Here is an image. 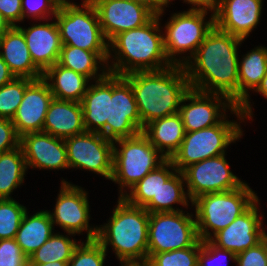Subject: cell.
Returning <instances> with one entry per match:
<instances>
[{
  "label": "cell",
  "instance_id": "1",
  "mask_svg": "<svg viewBox=\"0 0 267 266\" xmlns=\"http://www.w3.org/2000/svg\"><path fill=\"white\" fill-rule=\"evenodd\" d=\"M241 42L214 26L191 57L194 62L183 65L191 88L225 95L239 107L237 46Z\"/></svg>",
  "mask_w": 267,
  "mask_h": 266
},
{
  "label": "cell",
  "instance_id": "2",
  "mask_svg": "<svg viewBox=\"0 0 267 266\" xmlns=\"http://www.w3.org/2000/svg\"><path fill=\"white\" fill-rule=\"evenodd\" d=\"M123 77L133 89L142 130L155 119L178 113L182 99L191 88L182 65L135 71Z\"/></svg>",
  "mask_w": 267,
  "mask_h": 266
},
{
  "label": "cell",
  "instance_id": "3",
  "mask_svg": "<svg viewBox=\"0 0 267 266\" xmlns=\"http://www.w3.org/2000/svg\"><path fill=\"white\" fill-rule=\"evenodd\" d=\"M112 212L109 223L98 228L96 240L106 251L111 244L121 265H145L149 212L144 207L128 204L122 197Z\"/></svg>",
  "mask_w": 267,
  "mask_h": 266
},
{
  "label": "cell",
  "instance_id": "4",
  "mask_svg": "<svg viewBox=\"0 0 267 266\" xmlns=\"http://www.w3.org/2000/svg\"><path fill=\"white\" fill-rule=\"evenodd\" d=\"M160 16L155 15L142 27L119 33L109 42L117 59L112 66H108L109 73L123 76L135 71L161 70L173 65L165 53L164 34L161 35L159 29Z\"/></svg>",
  "mask_w": 267,
  "mask_h": 266
},
{
  "label": "cell",
  "instance_id": "5",
  "mask_svg": "<svg viewBox=\"0 0 267 266\" xmlns=\"http://www.w3.org/2000/svg\"><path fill=\"white\" fill-rule=\"evenodd\" d=\"M81 7L71 2L59 6L54 17L61 43L96 52L108 66L112 52L100 26L95 6L90 0H83Z\"/></svg>",
  "mask_w": 267,
  "mask_h": 266
},
{
  "label": "cell",
  "instance_id": "6",
  "mask_svg": "<svg viewBox=\"0 0 267 266\" xmlns=\"http://www.w3.org/2000/svg\"><path fill=\"white\" fill-rule=\"evenodd\" d=\"M258 196L244 183L238 189L220 193H208L195 198V221L198 237L201 241L209 240L221 229L229 226L244 213ZM210 228V229H208Z\"/></svg>",
  "mask_w": 267,
  "mask_h": 266
},
{
  "label": "cell",
  "instance_id": "7",
  "mask_svg": "<svg viewBox=\"0 0 267 266\" xmlns=\"http://www.w3.org/2000/svg\"><path fill=\"white\" fill-rule=\"evenodd\" d=\"M113 143L111 180L120 185L119 197L124 195V187L130 189L167 160L162 154L159 155L160 152L142 132L130 138L115 140ZM115 143L121 148L117 149Z\"/></svg>",
  "mask_w": 267,
  "mask_h": 266
},
{
  "label": "cell",
  "instance_id": "8",
  "mask_svg": "<svg viewBox=\"0 0 267 266\" xmlns=\"http://www.w3.org/2000/svg\"><path fill=\"white\" fill-rule=\"evenodd\" d=\"M239 125L224 118L219 124L185 132L180 148L170 160L182 172L192 164L225 154V148L243 135Z\"/></svg>",
  "mask_w": 267,
  "mask_h": 266
},
{
  "label": "cell",
  "instance_id": "9",
  "mask_svg": "<svg viewBox=\"0 0 267 266\" xmlns=\"http://www.w3.org/2000/svg\"><path fill=\"white\" fill-rule=\"evenodd\" d=\"M208 10L191 8L182 13H175L166 24L164 49L167 58L173 65H184L195 54L207 34L214 28V12L209 21L204 22ZM190 52L183 60L175 58L176 54ZM182 61V62H181Z\"/></svg>",
  "mask_w": 267,
  "mask_h": 266
},
{
  "label": "cell",
  "instance_id": "10",
  "mask_svg": "<svg viewBox=\"0 0 267 266\" xmlns=\"http://www.w3.org/2000/svg\"><path fill=\"white\" fill-rule=\"evenodd\" d=\"M192 216L183 211L149 213L148 254L192 247L199 240Z\"/></svg>",
  "mask_w": 267,
  "mask_h": 266
},
{
  "label": "cell",
  "instance_id": "11",
  "mask_svg": "<svg viewBox=\"0 0 267 266\" xmlns=\"http://www.w3.org/2000/svg\"><path fill=\"white\" fill-rule=\"evenodd\" d=\"M69 168L87 169L111 180L113 141L99 132L85 131L64 139Z\"/></svg>",
  "mask_w": 267,
  "mask_h": 266
},
{
  "label": "cell",
  "instance_id": "12",
  "mask_svg": "<svg viewBox=\"0 0 267 266\" xmlns=\"http://www.w3.org/2000/svg\"><path fill=\"white\" fill-rule=\"evenodd\" d=\"M141 132L142 123L133 89L123 76L112 74V97H109L106 138L115 141L136 136Z\"/></svg>",
  "mask_w": 267,
  "mask_h": 266
},
{
  "label": "cell",
  "instance_id": "13",
  "mask_svg": "<svg viewBox=\"0 0 267 266\" xmlns=\"http://www.w3.org/2000/svg\"><path fill=\"white\" fill-rule=\"evenodd\" d=\"M182 174L191 202L201 195L231 191L244 184L229 169L225 154L192 164Z\"/></svg>",
  "mask_w": 267,
  "mask_h": 266
},
{
  "label": "cell",
  "instance_id": "14",
  "mask_svg": "<svg viewBox=\"0 0 267 266\" xmlns=\"http://www.w3.org/2000/svg\"><path fill=\"white\" fill-rule=\"evenodd\" d=\"M222 98L225 100L222 102ZM213 100V101H212ZM189 101L188 104H183ZM226 108L237 115L240 120H244V115L227 96L218 93H207L190 88L182 99L179 108L185 132L198 131L216 124H219L226 116ZM225 107V108H224ZM221 113V114H220Z\"/></svg>",
  "mask_w": 267,
  "mask_h": 266
},
{
  "label": "cell",
  "instance_id": "15",
  "mask_svg": "<svg viewBox=\"0 0 267 266\" xmlns=\"http://www.w3.org/2000/svg\"><path fill=\"white\" fill-rule=\"evenodd\" d=\"M59 193L54 212H49L53 225H59L68 235L88 230L86 240L96 239L98 227L93 229L88 225L90 214L86 191L62 180Z\"/></svg>",
  "mask_w": 267,
  "mask_h": 266
},
{
  "label": "cell",
  "instance_id": "16",
  "mask_svg": "<svg viewBox=\"0 0 267 266\" xmlns=\"http://www.w3.org/2000/svg\"><path fill=\"white\" fill-rule=\"evenodd\" d=\"M108 42L121 32L147 24L155 14L146 6L130 0H90Z\"/></svg>",
  "mask_w": 267,
  "mask_h": 266
},
{
  "label": "cell",
  "instance_id": "17",
  "mask_svg": "<svg viewBox=\"0 0 267 266\" xmlns=\"http://www.w3.org/2000/svg\"><path fill=\"white\" fill-rule=\"evenodd\" d=\"M258 201L259 199L229 226L214 234L209 241L216 247L236 255L258 244L266 235L265 228H262V216L258 215Z\"/></svg>",
  "mask_w": 267,
  "mask_h": 266
},
{
  "label": "cell",
  "instance_id": "18",
  "mask_svg": "<svg viewBox=\"0 0 267 266\" xmlns=\"http://www.w3.org/2000/svg\"><path fill=\"white\" fill-rule=\"evenodd\" d=\"M53 94L43 78L33 80L25 89L22 101L12 118L19 137L41 132Z\"/></svg>",
  "mask_w": 267,
  "mask_h": 266
},
{
  "label": "cell",
  "instance_id": "19",
  "mask_svg": "<svg viewBox=\"0 0 267 266\" xmlns=\"http://www.w3.org/2000/svg\"><path fill=\"white\" fill-rule=\"evenodd\" d=\"M19 145L26 166L42 169L69 168L65 140L46 132L27 133L20 137Z\"/></svg>",
  "mask_w": 267,
  "mask_h": 266
},
{
  "label": "cell",
  "instance_id": "20",
  "mask_svg": "<svg viewBox=\"0 0 267 266\" xmlns=\"http://www.w3.org/2000/svg\"><path fill=\"white\" fill-rule=\"evenodd\" d=\"M262 0H219L214 10L215 27L245 40L259 23Z\"/></svg>",
  "mask_w": 267,
  "mask_h": 266
},
{
  "label": "cell",
  "instance_id": "21",
  "mask_svg": "<svg viewBox=\"0 0 267 266\" xmlns=\"http://www.w3.org/2000/svg\"><path fill=\"white\" fill-rule=\"evenodd\" d=\"M16 26L23 32L31 59L42 73L58 62L62 43L57 22L35 24L27 29Z\"/></svg>",
  "mask_w": 267,
  "mask_h": 266
},
{
  "label": "cell",
  "instance_id": "22",
  "mask_svg": "<svg viewBox=\"0 0 267 266\" xmlns=\"http://www.w3.org/2000/svg\"><path fill=\"white\" fill-rule=\"evenodd\" d=\"M95 82V84L88 85L80 102L83 109V124L86 131L99 132L106 137L109 97H112V73L108 72Z\"/></svg>",
  "mask_w": 267,
  "mask_h": 266
},
{
  "label": "cell",
  "instance_id": "23",
  "mask_svg": "<svg viewBox=\"0 0 267 266\" xmlns=\"http://www.w3.org/2000/svg\"><path fill=\"white\" fill-rule=\"evenodd\" d=\"M42 131L62 139L85 132L81 103L53 98Z\"/></svg>",
  "mask_w": 267,
  "mask_h": 266
},
{
  "label": "cell",
  "instance_id": "24",
  "mask_svg": "<svg viewBox=\"0 0 267 266\" xmlns=\"http://www.w3.org/2000/svg\"><path fill=\"white\" fill-rule=\"evenodd\" d=\"M0 50H4L0 56L16 78H42L43 73L34 65L23 32L17 26L0 38Z\"/></svg>",
  "mask_w": 267,
  "mask_h": 266
},
{
  "label": "cell",
  "instance_id": "25",
  "mask_svg": "<svg viewBox=\"0 0 267 266\" xmlns=\"http://www.w3.org/2000/svg\"><path fill=\"white\" fill-rule=\"evenodd\" d=\"M267 73V48L256 47L238 62L239 109L244 118L252 117L249 90H256ZM250 116V117H249Z\"/></svg>",
  "mask_w": 267,
  "mask_h": 266
},
{
  "label": "cell",
  "instance_id": "26",
  "mask_svg": "<svg viewBox=\"0 0 267 266\" xmlns=\"http://www.w3.org/2000/svg\"><path fill=\"white\" fill-rule=\"evenodd\" d=\"M142 133L160 154L171 159L181 146L185 129L180 114L176 113L149 122Z\"/></svg>",
  "mask_w": 267,
  "mask_h": 266
},
{
  "label": "cell",
  "instance_id": "27",
  "mask_svg": "<svg viewBox=\"0 0 267 266\" xmlns=\"http://www.w3.org/2000/svg\"><path fill=\"white\" fill-rule=\"evenodd\" d=\"M42 78L47 82L53 98L81 102L89 78L56 63L48 68ZM52 81V83H48Z\"/></svg>",
  "mask_w": 267,
  "mask_h": 266
},
{
  "label": "cell",
  "instance_id": "28",
  "mask_svg": "<svg viewBox=\"0 0 267 266\" xmlns=\"http://www.w3.org/2000/svg\"><path fill=\"white\" fill-rule=\"evenodd\" d=\"M53 228L49 211H40L31 216H28L26 211L15 240L29 258L53 235Z\"/></svg>",
  "mask_w": 267,
  "mask_h": 266
},
{
  "label": "cell",
  "instance_id": "29",
  "mask_svg": "<svg viewBox=\"0 0 267 266\" xmlns=\"http://www.w3.org/2000/svg\"><path fill=\"white\" fill-rule=\"evenodd\" d=\"M171 168L172 171H169ZM174 171V172H173ZM177 171L173 162L167 159L158 168L149 172L142 180L124 193L122 198L130 205L144 207L153 197H157L162 183H165Z\"/></svg>",
  "mask_w": 267,
  "mask_h": 266
},
{
  "label": "cell",
  "instance_id": "30",
  "mask_svg": "<svg viewBox=\"0 0 267 266\" xmlns=\"http://www.w3.org/2000/svg\"><path fill=\"white\" fill-rule=\"evenodd\" d=\"M57 63L89 79L93 77L94 80H99L108 73V70L102 69V73L97 75L98 63L104 65L106 62L96 52L69 45H62Z\"/></svg>",
  "mask_w": 267,
  "mask_h": 266
},
{
  "label": "cell",
  "instance_id": "31",
  "mask_svg": "<svg viewBox=\"0 0 267 266\" xmlns=\"http://www.w3.org/2000/svg\"><path fill=\"white\" fill-rule=\"evenodd\" d=\"M27 171L21 146L0 154V199H11L9 195L23 183Z\"/></svg>",
  "mask_w": 267,
  "mask_h": 266
},
{
  "label": "cell",
  "instance_id": "32",
  "mask_svg": "<svg viewBox=\"0 0 267 266\" xmlns=\"http://www.w3.org/2000/svg\"><path fill=\"white\" fill-rule=\"evenodd\" d=\"M184 182L185 180L182 172L176 171L165 183H162L158 190L157 197H153L144 208L149 213L182 211L178 208L175 210L172 204L180 203L183 206H188L189 201L187 198H189V196L188 193L184 191Z\"/></svg>",
  "mask_w": 267,
  "mask_h": 266
},
{
  "label": "cell",
  "instance_id": "33",
  "mask_svg": "<svg viewBox=\"0 0 267 266\" xmlns=\"http://www.w3.org/2000/svg\"><path fill=\"white\" fill-rule=\"evenodd\" d=\"M79 245L75 239L53 233V235L30 257L28 264H45L55 261L69 262L75 248Z\"/></svg>",
  "mask_w": 267,
  "mask_h": 266
},
{
  "label": "cell",
  "instance_id": "34",
  "mask_svg": "<svg viewBox=\"0 0 267 266\" xmlns=\"http://www.w3.org/2000/svg\"><path fill=\"white\" fill-rule=\"evenodd\" d=\"M32 81L29 78H15L0 87V118L12 120L22 101L26 87Z\"/></svg>",
  "mask_w": 267,
  "mask_h": 266
},
{
  "label": "cell",
  "instance_id": "35",
  "mask_svg": "<svg viewBox=\"0 0 267 266\" xmlns=\"http://www.w3.org/2000/svg\"><path fill=\"white\" fill-rule=\"evenodd\" d=\"M26 207L13 198L0 199V240L15 239Z\"/></svg>",
  "mask_w": 267,
  "mask_h": 266
},
{
  "label": "cell",
  "instance_id": "36",
  "mask_svg": "<svg viewBox=\"0 0 267 266\" xmlns=\"http://www.w3.org/2000/svg\"><path fill=\"white\" fill-rule=\"evenodd\" d=\"M199 240L192 246L156 254H148L146 266H198Z\"/></svg>",
  "mask_w": 267,
  "mask_h": 266
},
{
  "label": "cell",
  "instance_id": "37",
  "mask_svg": "<svg viewBox=\"0 0 267 266\" xmlns=\"http://www.w3.org/2000/svg\"><path fill=\"white\" fill-rule=\"evenodd\" d=\"M80 244L75 248L68 266H103L106 250L96 240H86V243Z\"/></svg>",
  "mask_w": 267,
  "mask_h": 266
},
{
  "label": "cell",
  "instance_id": "38",
  "mask_svg": "<svg viewBox=\"0 0 267 266\" xmlns=\"http://www.w3.org/2000/svg\"><path fill=\"white\" fill-rule=\"evenodd\" d=\"M28 261L15 239L0 240V266H28Z\"/></svg>",
  "mask_w": 267,
  "mask_h": 266
},
{
  "label": "cell",
  "instance_id": "39",
  "mask_svg": "<svg viewBox=\"0 0 267 266\" xmlns=\"http://www.w3.org/2000/svg\"><path fill=\"white\" fill-rule=\"evenodd\" d=\"M23 20L26 16L32 18L46 19V17L55 16L59 5L54 0H21ZM48 14V16H47Z\"/></svg>",
  "mask_w": 267,
  "mask_h": 266
},
{
  "label": "cell",
  "instance_id": "40",
  "mask_svg": "<svg viewBox=\"0 0 267 266\" xmlns=\"http://www.w3.org/2000/svg\"><path fill=\"white\" fill-rule=\"evenodd\" d=\"M220 255L224 256L226 260L228 257L232 260H236V254L233 252L218 248L209 240L201 241L199 239L198 266H221L216 261L217 257ZM214 260L216 262H214Z\"/></svg>",
  "mask_w": 267,
  "mask_h": 266
},
{
  "label": "cell",
  "instance_id": "41",
  "mask_svg": "<svg viewBox=\"0 0 267 266\" xmlns=\"http://www.w3.org/2000/svg\"><path fill=\"white\" fill-rule=\"evenodd\" d=\"M238 266H267L266 260V235L255 246L236 255Z\"/></svg>",
  "mask_w": 267,
  "mask_h": 266
},
{
  "label": "cell",
  "instance_id": "42",
  "mask_svg": "<svg viewBox=\"0 0 267 266\" xmlns=\"http://www.w3.org/2000/svg\"><path fill=\"white\" fill-rule=\"evenodd\" d=\"M20 137L10 119L0 118V154L19 146Z\"/></svg>",
  "mask_w": 267,
  "mask_h": 266
},
{
  "label": "cell",
  "instance_id": "43",
  "mask_svg": "<svg viewBox=\"0 0 267 266\" xmlns=\"http://www.w3.org/2000/svg\"><path fill=\"white\" fill-rule=\"evenodd\" d=\"M0 12L12 26L23 20L21 0H0Z\"/></svg>",
  "mask_w": 267,
  "mask_h": 266
},
{
  "label": "cell",
  "instance_id": "44",
  "mask_svg": "<svg viewBox=\"0 0 267 266\" xmlns=\"http://www.w3.org/2000/svg\"><path fill=\"white\" fill-rule=\"evenodd\" d=\"M133 2L140 3L146 6L150 11H152L155 15H162L164 11V6L167 7L170 0H130Z\"/></svg>",
  "mask_w": 267,
  "mask_h": 266
},
{
  "label": "cell",
  "instance_id": "45",
  "mask_svg": "<svg viewBox=\"0 0 267 266\" xmlns=\"http://www.w3.org/2000/svg\"><path fill=\"white\" fill-rule=\"evenodd\" d=\"M16 77L11 72L6 62L0 56V87L13 81Z\"/></svg>",
  "mask_w": 267,
  "mask_h": 266
},
{
  "label": "cell",
  "instance_id": "46",
  "mask_svg": "<svg viewBox=\"0 0 267 266\" xmlns=\"http://www.w3.org/2000/svg\"><path fill=\"white\" fill-rule=\"evenodd\" d=\"M184 2H188V4H193V8L196 9H206L213 11L216 9L219 0H184Z\"/></svg>",
  "mask_w": 267,
  "mask_h": 266
},
{
  "label": "cell",
  "instance_id": "47",
  "mask_svg": "<svg viewBox=\"0 0 267 266\" xmlns=\"http://www.w3.org/2000/svg\"><path fill=\"white\" fill-rule=\"evenodd\" d=\"M12 27V24L0 12V38Z\"/></svg>",
  "mask_w": 267,
  "mask_h": 266
},
{
  "label": "cell",
  "instance_id": "48",
  "mask_svg": "<svg viewBox=\"0 0 267 266\" xmlns=\"http://www.w3.org/2000/svg\"><path fill=\"white\" fill-rule=\"evenodd\" d=\"M255 91H257L258 93L262 94V96L267 98V73L262 78L260 85L257 87Z\"/></svg>",
  "mask_w": 267,
  "mask_h": 266
},
{
  "label": "cell",
  "instance_id": "49",
  "mask_svg": "<svg viewBox=\"0 0 267 266\" xmlns=\"http://www.w3.org/2000/svg\"><path fill=\"white\" fill-rule=\"evenodd\" d=\"M28 266H68V262H60L55 261L51 263H45V264H28Z\"/></svg>",
  "mask_w": 267,
  "mask_h": 266
},
{
  "label": "cell",
  "instance_id": "50",
  "mask_svg": "<svg viewBox=\"0 0 267 266\" xmlns=\"http://www.w3.org/2000/svg\"><path fill=\"white\" fill-rule=\"evenodd\" d=\"M59 6H62L63 4L70 3V1L67 0H54Z\"/></svg>",
  "mask_w": 267,
  "mask_h": 266
},
{
  "label": "cell",
  "instance_id": "51",
  "mask_svg": "<svg viewBox=\"0 0 267 266\" xmlns=\"http://www.w3.org/2000/svg\"><path fill=\"white\" fill-rule=\"evenodd\" d=\"M266 260H267V234H266Z\"/></svg>",
  "mask_w": 267,
  "mask_h": 266
},
{
  "label": "cell",
  "instance_id": "52",
  "mask_svg": "<svg viewBox=\"0 0 267 266\" xmlns=\"http://www.w3.org/2000/svg\"><path fill=\"white\" fill-rule=\"evenodd\" d=\"M122 266H146V265H122Z\"/></svg>",
  "mask_w": 267,
  "mask_h": 266
}]
</instances>
